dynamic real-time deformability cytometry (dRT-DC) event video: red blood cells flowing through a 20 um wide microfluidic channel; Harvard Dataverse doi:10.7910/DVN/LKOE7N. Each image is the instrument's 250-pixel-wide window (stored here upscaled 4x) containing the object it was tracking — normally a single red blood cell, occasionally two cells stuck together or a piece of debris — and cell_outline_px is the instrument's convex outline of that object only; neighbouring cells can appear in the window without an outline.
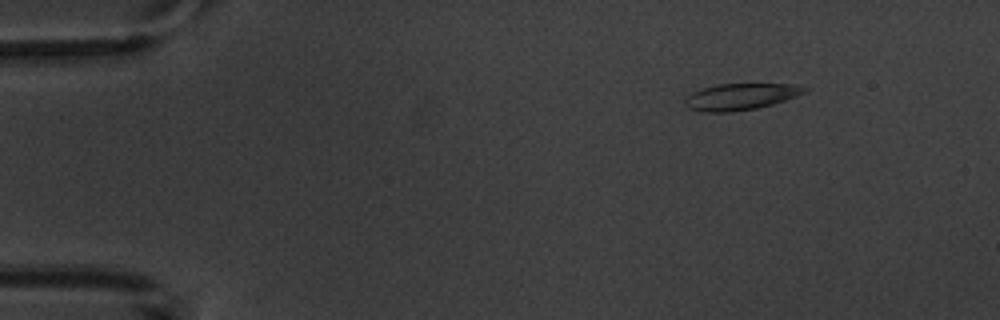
{"species": "common noctule bat (a hibernating species)", "species_latin": "Nyctalus noctula", "temperature_condition": "warm", "stored_images_in_passage": 8, "camera_frame_rate_fps": 3000, "um_per_image_px": 0.085, "animal": {"sex": "male", "body_mass_g": 20.1, "forearm_length_mm": 53.5}, "frame": {"image": 1, "passage_image": 2, "time_ms": 1.0, "image_size_px": [1000, 320], "cell_outline_px": [[808, 88], [804, 92], [796, 96], [772, 104], [756, 108], [732, 112], [700, 112], [688, 108], [684, 104], [684, 100], [692, 92], [704, 88], [720, 84], [792, 84]], "centroid_in_image_um": [62.9, 8.23], "position_along_channel_um": 22.1, "area_um2": 18.26}}
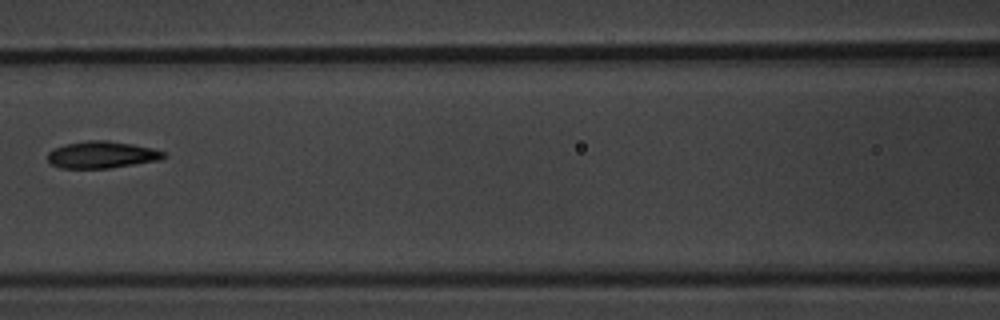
{"frame": {"image": 2, "passage_image": 7, "time_ms": 7.0, "image_size_px": [1000, 320], "cell_outline_px": [[168, 156], [160, 160], [108, 168], [60, 168], [52, 164], [48, 160], [48, 152], [64, 144], [88, 140], [108, 140], [132, 144], [152, 148], [164, 152]], "centroid_in_image_um": [8.67, 13.15], "position_along_channel_um": 157.9, "area_um2": 18.15}}
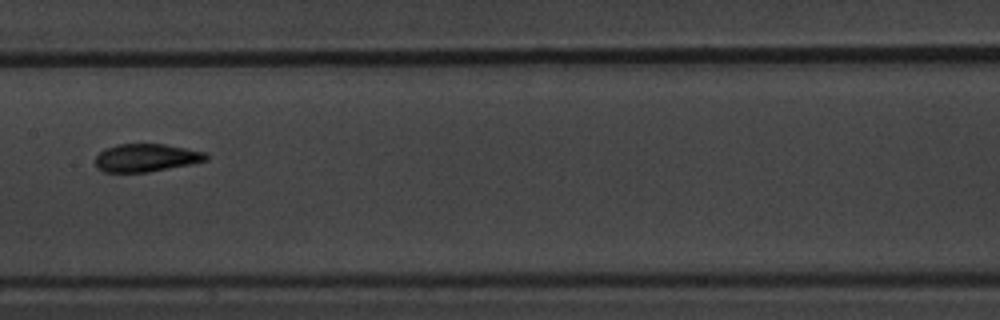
{"frame": {"image": 3, "passage_image": 8, "time_ms": 8.0, "image_size_px": [1000, 320], "cell_outline_px": [[208, 160], [148, 172], [104, 172], [96, 168], [96, 156], [104, 148], [116, 144], [164, 144], [204, 152], [208, 156]], "centroid_in_image_um": [12.37, 13.41], "position_along_channel_um": 195.0, "area_um2": 17.86}}